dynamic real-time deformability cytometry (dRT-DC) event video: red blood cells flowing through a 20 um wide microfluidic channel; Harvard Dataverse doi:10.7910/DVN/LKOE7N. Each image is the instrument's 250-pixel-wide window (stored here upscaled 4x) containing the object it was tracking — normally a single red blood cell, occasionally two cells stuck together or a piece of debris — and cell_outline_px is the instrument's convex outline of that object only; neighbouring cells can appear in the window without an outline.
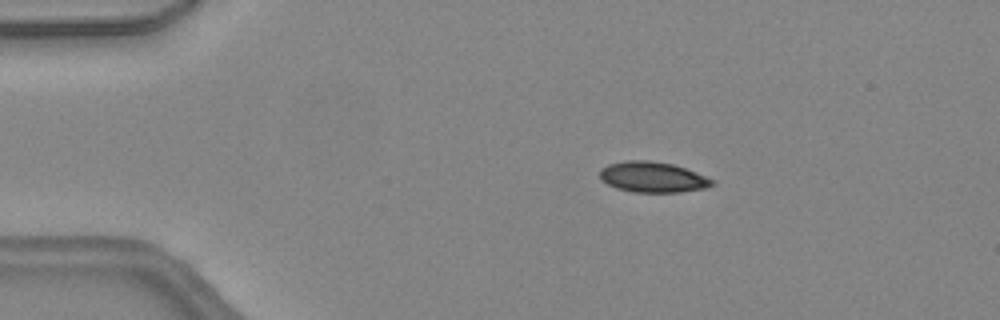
{"species": "common noctule bat (a hibernating species)", "species_latin": "Nyctalus noctula", "temperature_condition": "warm", "stored_images_in_passage": 38, "camera_frame_rate_fps": 3000, "um_per_image_px": 0.085, "animal": {"sex": "female", "body_mass_g": 24.6, "forearm_length_mm": 56.2}, "frame": {"image": 1, "passage_image": 1, "time_ms": 0.0, "image_size_px": [1000, 320], "cell_outline_px": [[716, 184], [708, 188], [680, 192], [632, 192], [616, 188], [600, 180], [600, 168], [608, 164], [624, 160], [648, 160], [672, 164], [684, 168], [716, 180]], "centroid_in_image_um": [55.48, 15.06], "position_along_channel_um": 29.5, "area_um2": 20.23}}
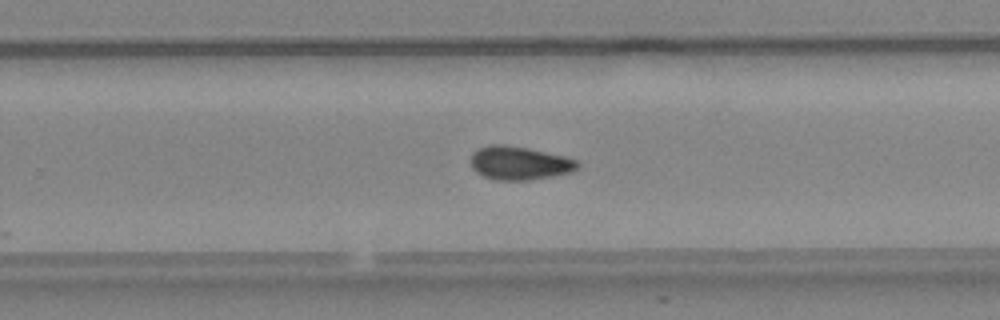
{"frame": {"image": 2, "passage_image": 22, "time_ms": 7.0, "image_size_px": [1000, 320], "cell_outline_px": [[580, 164], [572, 172], [552, 176], [528, 180], [496, 180], [484, 176], [476, 172], [472, 168], [472, 152], [488, 144], [504, 144], [528, 148], [564, 156], [576, 160]], "centroid_in_image_um": [44.14, 13.85], "position_along_channel_um": 285.7, "area_um2": 20.75}}
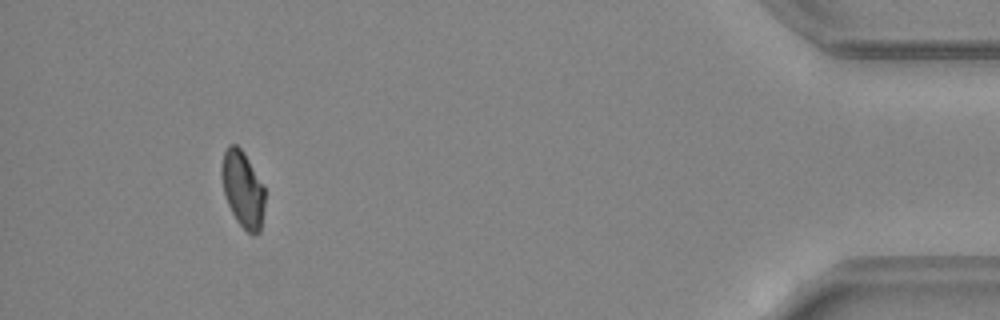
{"frame": {"image": 3, "passage_image": 35, "time_ms": 11.333, "image_size_px": [1000, 320], "cell_outline_px": [[264, 208], [260, 232], [256, 236], [252, 236], [236, 220], [224, 196], [220, 176], [220, 168], [224, 152], [228, 144], [236, 144], [244, 152], [264, 184]], "centroid_in_image_um": [20.62, 16.07], "position_along_channel_um": 414.6, "area_um2": 19.65}, "authors_computed_cell_mechanics": {"area_um2": 20.2589, "velocity_mm_per_s": 4.5147, "shape_relaxation_time_tau1_ms": null, "shape_relaxation_time_tau2_ms": 8.6489, "deformation_change_tau1": null, "deformation_change_tau2": 0.1238}}